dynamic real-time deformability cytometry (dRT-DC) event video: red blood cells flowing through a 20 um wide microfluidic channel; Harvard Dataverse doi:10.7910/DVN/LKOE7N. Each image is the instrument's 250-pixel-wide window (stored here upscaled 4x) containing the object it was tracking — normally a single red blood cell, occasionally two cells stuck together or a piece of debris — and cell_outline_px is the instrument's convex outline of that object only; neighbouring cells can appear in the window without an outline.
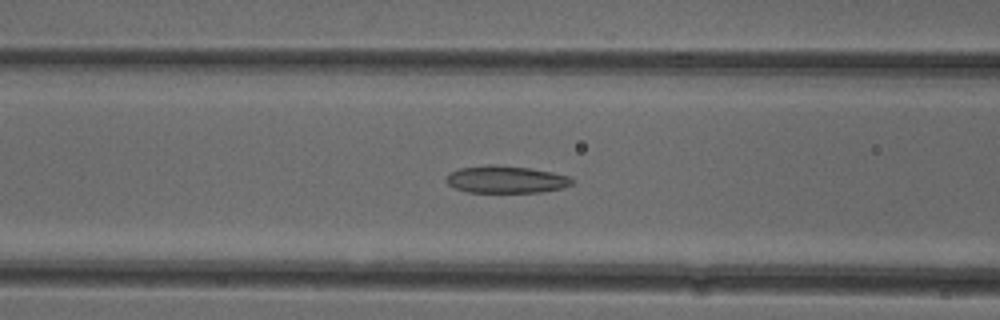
{"species": "common noctule bat (a hibernating species)", "species_latin": "Nyctalus noctula", "temperature_condition": "cold", "stored_images_in_passage": 43, "camera_frame_rate_fps": 3000, "um_per_image_px": 0.085, "animal": {"sex": "female"}, "frame": {"image": 1, "passage_image": 16, "time_ms": 5.0, "image_size_px": [1000, 320], "cell_outline_px": [[572, 184], [560, 188], [540, 192], [468, 192], [456, 188], [448, 184], [448, 172], [460, 168], [488, 164], [496, 164], [528, 168], [552, 172], [568, 176], [572, 180]], "centroid_in_image_um": [42.98, 15.24], "position_along_channel_um": 123.6, "area_um2": 19.77}}
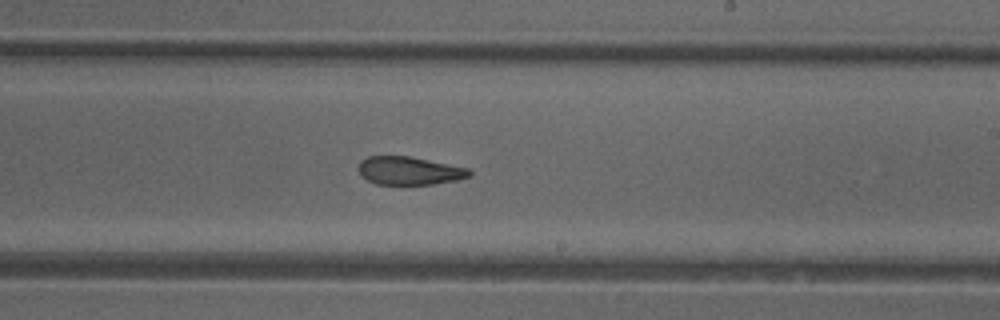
{"frame": {"image": 2, "passage_image": 26, "time_ms": 8.333, "image_size_px": [1000, 320], "cell_outline_px": [[472, 176], [456, 180], [432, 184], [376, 184], [360, 176], [360, 160], [368, 156], [408, 156], [468, 168], [472, 172]], "centroid_in_image_um": [34.79, 14.51], "position_along_channel_um": 254.2, "area_um2": 18.03}}
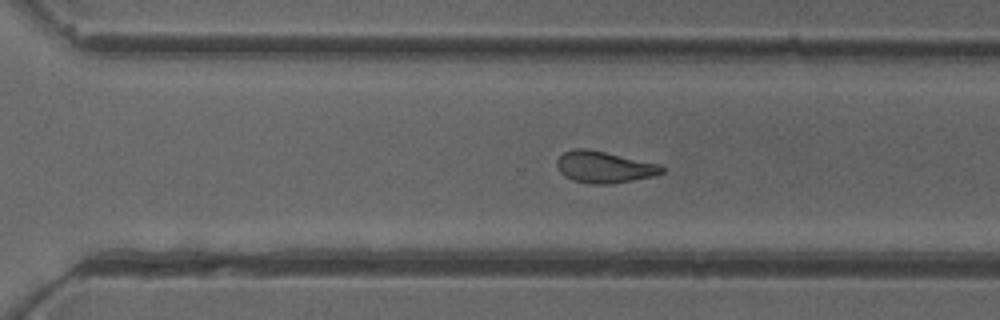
{"frame": {"image": 3, "passage_image": 31, "time_ms": 10.0, "image_size_px": [1000, 320], "cell_outline_px": [[664, 172], [652, 176], [632, 180], [608, 184], [588, 184], [572, 180], [564, 176], [560, 172], [556, 164], [556, 160], [564, 152], [576, 148], [588, 148], [660, 164], [664, 168]], "centroid_in_image_um": [51.32, 14.2], "position_along_channel_um": 319.3, "area_um2": 19.36}, "authors_computed_cell_mechanics": {"area_um2": 20.23, "velocity_mm_per_s": 3.9214, "shape_relaxation_time_tau1_ms": null, "shape_relaxation_time_tau2_ms": 2.3488, "deformation_change_tau1": null, "deformation_change_tau2": 0.0859}}